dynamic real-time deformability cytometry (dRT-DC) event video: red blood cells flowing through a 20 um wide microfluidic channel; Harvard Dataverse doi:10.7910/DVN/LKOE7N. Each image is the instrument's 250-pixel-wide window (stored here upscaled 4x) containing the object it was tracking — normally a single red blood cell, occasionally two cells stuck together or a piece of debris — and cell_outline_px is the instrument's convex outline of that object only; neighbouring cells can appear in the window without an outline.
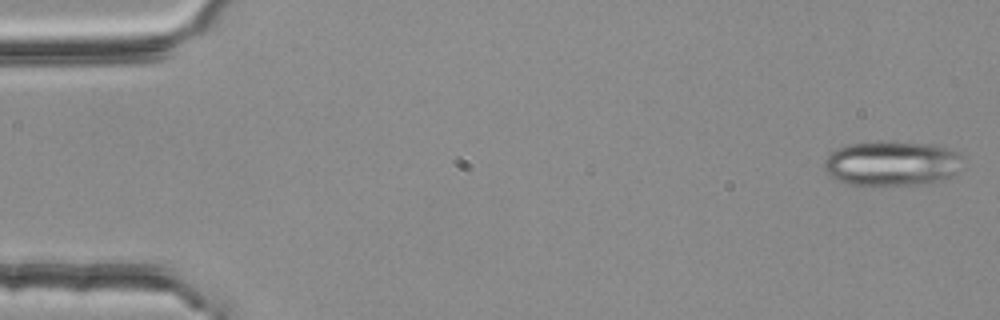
{"species": "common noctule bat (a hibernating species)", "species_latin": "Nyctalus noctula", "temperature_condition": "room temperature", "stored_images_in_passage": 3, "camera_frame_rate_fps": 3000, "um_per_image_px": 0.085, "animal": {"sex": "female", "body_mass_g": 25.1}, "frame": {"image": 1, "passage_image": 1, "time_ms": 0.0, "image_size_px": [1000, 320], "cell_outline_px": [[960, 156], [956, 172], [940, 180], [928, 184], [848, 184], [832, 176], [824, 168], [824, 160], [836, 148], [848, 144], [880, 140], [888, 140], [932, 144], [952, 148]], "centroid_in_image_um": [75.78, 13.84], "position_along_channel_um": 9.2, "area_um2": 36.01}}